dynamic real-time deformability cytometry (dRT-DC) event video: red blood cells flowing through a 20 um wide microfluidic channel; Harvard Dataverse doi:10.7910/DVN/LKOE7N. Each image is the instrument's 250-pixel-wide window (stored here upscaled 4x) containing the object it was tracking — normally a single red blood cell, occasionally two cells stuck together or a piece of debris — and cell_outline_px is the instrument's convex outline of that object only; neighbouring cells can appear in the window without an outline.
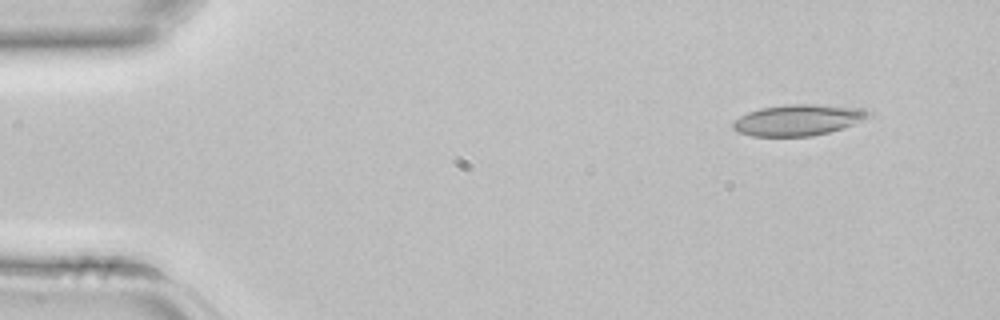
{"species": "common noctule bat (a hibernating species)", "species_latin": "Nyctalus noctula", "temperature_condition": "room temperature", "stored_images_in_passage": 2, "camera_frame_rate_fps": 3000, "um_per_image_px": 0.085, "animal": {"sex": "female", "body_mass_g": 22.7, "forearm_length_mm": 54.2}, "frame": {"image": 1, "passage_image": 1, "time_ms": 0.0, "image_size_px": [1000, 320], "cell_outline_px": [[876, 112], [872, 116], [852, 124], [828, 132], [812, 136], [752, 136], [736, 132], [732, 128], [732, 120], [748, 112], [760, 108], [784, 104], [816, 104], [860, 108]], "centroid_in_image_um": [67.81, 10.19], "position_along_channel_um": 17.2, "area_um2": 24.74}}